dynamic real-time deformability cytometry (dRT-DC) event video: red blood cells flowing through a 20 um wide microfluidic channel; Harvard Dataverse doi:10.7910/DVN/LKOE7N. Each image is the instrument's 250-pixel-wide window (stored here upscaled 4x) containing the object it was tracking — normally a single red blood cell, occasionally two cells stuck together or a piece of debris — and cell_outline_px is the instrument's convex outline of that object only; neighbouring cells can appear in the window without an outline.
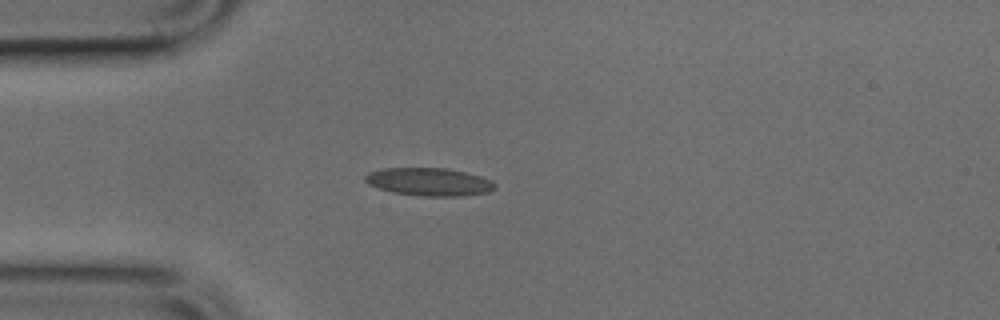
{"species": "common noctule bat (a hibernating species)", "species_latin": "Nyctalus noctula", "temperature_condition": "cold", "stored_images_in_passage": 49, "camera_frame_rate_fps": 3000, "um_per_image_px": 0.085, "animal": {"sex": "male", "body_mass_g": 17.9, "forearm_length_mm": 54.2}, "frame": {"image": 1, "passage_image": 12, "time_ms": 3.667, "image_size_px": [1000, 320], "cell_outline_px": [[496, 188], [488, 192], [464, 196], [416, 196], [392, 192], [368, 184], [364, 180], [364, 176], [368, 172], [380, 168], [448, 168], [480, 176], [492, 180], [496, 184]], "centroid_in_image_um": [36.47, 15.46], "position_along_channel_um": 48.5, "area_um2": 21.33}}
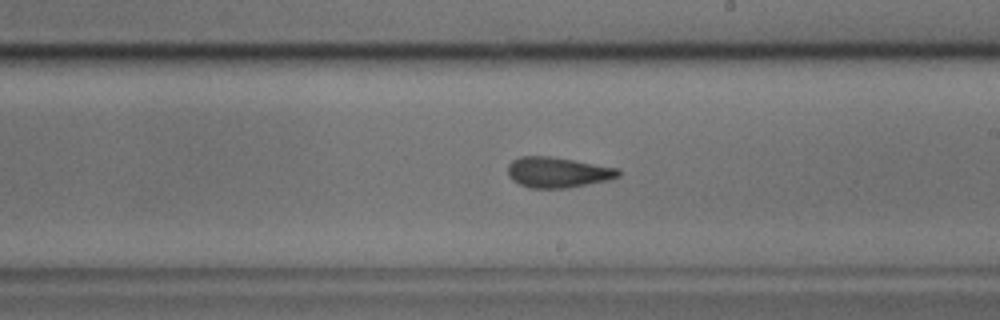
{"frame": {"image": 2, "passage_image": 27, "time_ms": 8.667, "image_size_px": [1000, 320], "cell_outline_px": [[620, 176], [608, 180], [568, 188], [528, 188], [512, 180], [508, 176], [508, 164], [512, 160], [520, 156], [552, 156], [620, 168]], "centroid_in_image_um": [47.41, 14.64], "position_along_channel_um": 241.6, "area_um2": 19.88}}
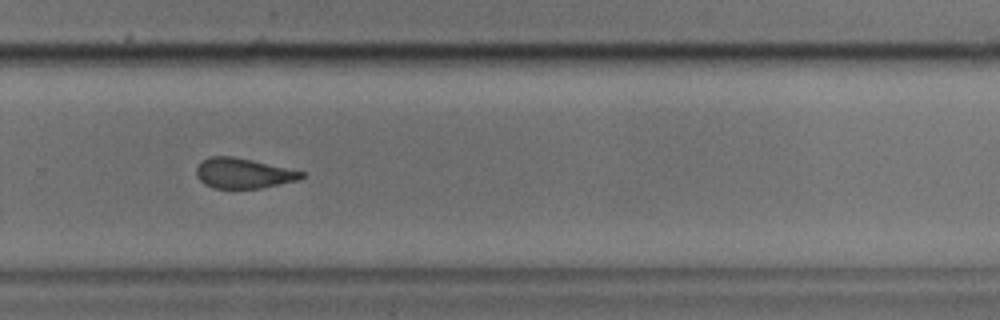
{"frame": {"image": 3, "passage_image": 32, "time_ms": 10.333, "image_size_px": [1000, 320], "cell_outline_px": [[304, 176], [300, 180], [260, 188], [212, 188], [204, 184], [196, 176], [196, 168], [200, 160], [208, 156], [232, 156], [252, 160], [304, 172]], "centroid_in_image_um": [20.63, 14.72], "position_along_channel_um": 309.2, "area_um2": 18.55}}